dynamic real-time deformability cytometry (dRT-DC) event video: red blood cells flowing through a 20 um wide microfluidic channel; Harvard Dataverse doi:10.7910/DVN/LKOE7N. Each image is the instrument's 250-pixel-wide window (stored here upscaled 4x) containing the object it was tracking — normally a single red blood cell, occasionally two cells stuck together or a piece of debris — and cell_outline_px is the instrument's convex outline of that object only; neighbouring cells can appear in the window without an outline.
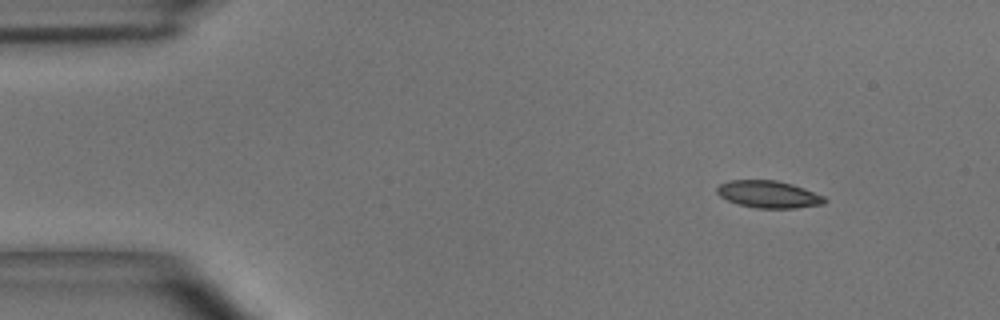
{"species": "common noctule bat (a hibernating species)", "species_latin": "Nyctalus noctula", "temperature_condition": "room temperature", "stored_images_in_passage": 3, "camera_frame_rate_fps": 3000, "um_per_image_px": 0.085, "animal": {"sex": "male", "body_mass_g": 15.6}, "frame": {"image": 1, "passage_image": 1, "time_ms": 0.0, "image_size_px": [1000, 320], "cell_outline_px": [[828, 200], [824, 204], [796, 208], [756, 208], [740, 204], [728, 200], [720, 196], [716, 192], [716, 188], [720, 184], [728, 180], [776, 180], [792, 184], [804, 188], [824, 196]], "centroid_in_image_um": [65.34, 16.51], "position_along_channel_um": 19.7, "area_um2": 17.05}}
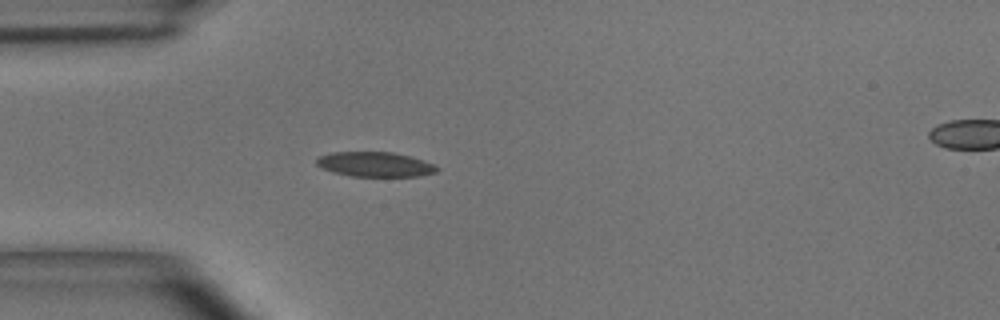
{"frame": {"image": 2, "passage_image": 3, "time_ms": 0.667, "image_size_px": [1000, 320], "cell_outline_px": [[440, 168], [436, 172], [420, 176], [352, 176], [332, 172], [316, 164], [316, 160], [320, 156], [332, 152], [392, 152], [424, 160]], "centroid_in_image_um": [31.89, 13.97], "position_along_channel_um": 53.1, "area_um2": 17.22}}